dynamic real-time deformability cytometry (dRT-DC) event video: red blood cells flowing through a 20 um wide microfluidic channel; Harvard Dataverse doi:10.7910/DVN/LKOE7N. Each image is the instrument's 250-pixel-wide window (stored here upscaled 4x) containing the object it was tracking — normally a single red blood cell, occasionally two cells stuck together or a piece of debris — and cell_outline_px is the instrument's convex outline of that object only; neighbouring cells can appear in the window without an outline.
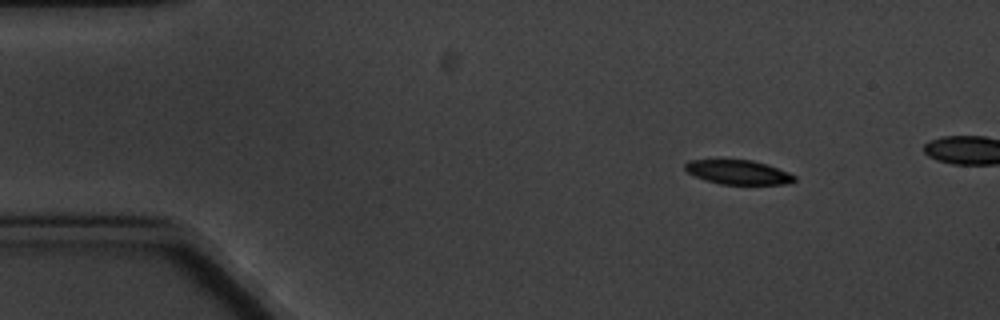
{"species": "common noctule bat (a hibernating species)", "species_latin": "Nyctalus noctula", "temperature_condition": "cold", "stored_images_in_passage": 4, "camera_frame_rate_fps": 3000, "um_per_image_px": 0.085, "animal": {"sex": "male", "body_mass_g": 20.1, "forearm_length_mm": 53.5}, "frame": {"image": 1, "passage_image": 1, "time_ms": 0.0, "image_size_px": [1000, 320], "cell_outline_px": [[796, 180], [788, 184], [720, 184], [696, 176], [688, 172], [684, 168], [684, 164], [688, 160], [752, 160], [768, 164], [788, 172], [796, 176]], "centroid_in_image_um": [62.78, 14.63], "position_along_channel_um": 22.2, "area_um2": 15.37}}